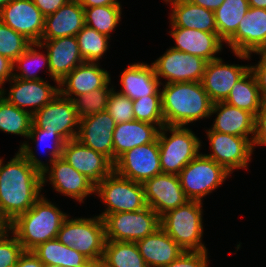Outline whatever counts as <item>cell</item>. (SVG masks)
Here are the masks:
<instances>
[{"mask_svg": "<svg viewBox=\"0 0 266 267\" xmlns=\"http://www.w3.org/2000/svg\"><path fill=\"white\" fill-rule=\"evenodd\" d=\"M0 158V215L11 223L43 195L42 173L20 152L5 164Z\"/></svg>", "mask_w": 266, "mask_h": 267, "instance_id": "cell-1", "label": "cell"}, {"mask_svg": "<svg viewBox=\"0 0 266 267\" xmlns=\"http://www.w3.org/2000/svg\"><path fill=\"white\" fill-rule=\"evenodd\" d=\"M162 113L165 125L185 126L211 117L212 101L202 82L161 84Z\"/></svg>", "mask_w": 266, "mask_h": 267, "instance_id": "cell-2", "label": "cell"}, {"mask_svg": "<svg viewBox=\"0 0 266 267\" xmlns=\"http://www.w3.org/2000/svg\"><path fill=\"white\" fill-rule=\"evenodd\" d=\"M59 205L42 195L26 212L9 223V230L16 236L25 251L57 238L60 227L69 215Z\"/></svg>", "mask_w": 266, "mask_h": 267, "instance_id": "cell-3", "label": "cell"}, {"mask_svg": "<svg viewBox=\"0 0 266 267\" xmlns=\"http://www.w3.org/2000/svg\"><path fill=\"white\" fill-rule=\"evenodd\" d=\"M57 239L64 245L76 249L98 267L106 243L104 220L98 214L89 218H71L68 215L60 227Z\"/></svg>", "mask_w": 266, "mask_h": 267, "instance_id": "cell-4", "label": "cell"}, {"mask_svg": "<svg viewBox=\"0 0 266 267\" xmlns=\"http://www.w3.org/2000/svg\"><path fill=\"white\" fill-rule=\"evenodd\" d=\"M203 202L189 200L160 216V227L185 251H205Z\"/></svg>", "mask_w": 266, "mask_h": 267, "instance_id": "cell-5", "label": "cell"}, {"mask_svg": "<svg viewBox=\"0 0 266 267\" xmlns=\"http://www.w3.org/2000/svg\"><path fill=\"white\" fill-rule=\"evenodd\" d=\"M201 141L189 126L164 125L160 128L158 142L162 173L179 175L200 153Z\"/></svg>", "mask_w": 266, "mask_h": 267, "instance_id": "cell-6", "label": "cell"}, {"mask_svg": "<svg viewBox=\"0 0 266 267\" xmlns=\"http://www.w3.org/2000/svg\"><path fill=\"white\" fill-rule=\"evenodd\" d=\"M95 195L106 205L98 215L102 219L111 213L132 212L147 207L143 184L124 178L115 171L95 185Z\"/></svg>", "mask_w": 266, "mask_h": 267, "instance_id": "cell-7", "label": "cell"}, {"mask_svg": "<svg viewBox=\"0 0 266 267\" xmlns=\"http://www.w3.org/2000/svg\"><path fill=\"white\" fill-rule=\"evenodd\" d=\"M230 175L223 166L200 152L178 176L186 197L203 202V198L222 186Z\"/></svg>", "mask_w": 266, "mask_h": 267, "instance_id": "cell-8", "label": "cell"}, {"mask_svg": "<svg viewBox=\"0 0 266 267\" xmlns=\"http://www.w3.org/2000/svg\"><path fill=\"white\" fill-rule=\"evenodd\" d=\"M106 240L136 242L160 227V216L147 206L142 210L108 214L104 219Z\"/></svg>", "mask_w": 266, "mask_h": 267, "instance_id": "cell-9", "label": "cell"}, {"mask_svg": "<svg viewBox=\"0 0 266 267\" xmlns=\"http://www.w3.org/2000/svg\"><path fill=\"white\" fill-rule=\"evenodd\" d=\"M207 129L205 133L209 140L211 153H204V155L223 166L231 174L242 168L247 170L249 162H252L251 157L254 155L253 142L250 138Z\"/></svg>", "mask_w": 266, "mask_h": 267, "instance_id": "cell-10", "label": "cell"}, {"mask_svg": "<svg viewBox=\"0 0 266 267\" xmlns=\"http://www.w3.org/2000/svg\"><path fill=\"white\" fill-rule=\"evenodd\" d=\"M79 125L80 118L72 99L59 93L50 103L32 115L31 128L56 132L67 142L77 138Z\"/></svg>", "mask_w": 266, "mask_h": 267, "instance_id": "cell-11", "label": "cell"}, {"mask_svg": "<svg viewBox=\"0 0 266 267\" xmlns=\"http://www.w3.org/2000/svg\"><path fill=\"white\" fill-rule=\"evenodd\" d=\"M207 61L201 57L177 51L169 47L152 63L156 77L164 84L180 82H201ZM167 80V81H166Z\"/></svg>", "mask_w": 266, "mask_h": 267, "instance_id": "cell-12", "label": "cell"}, {"mask_svg": "<svg viewBox=\"0 0 266 267\" xmlns=\"http://www.w3.org/2000/svg\"><path fill=\"white\" fill-rule=\"evenodd\" d=\"M114 171L124 178L142 184L161 174L158 139L126 151L114 163Z\"/></svg>", "mask_w": 266, "mask_h": 267, "instance_id": "cell-13", "label": "cell"}, {"mask_svg": "<svg viewBox=\"0 0 266 267\" xmlns=\"http://www.w3.org/2000/svg\"><path fill=\"white\" fill-rule=\"evenodd\" d=\"M43 189L48 182L53 190L84 203L87 197L95 195V184L85 175L78 172L63 158H57L42 172Z\"/></svg>", "mask_w": 266, "mask_h": 267, "instance_id": "cell-14", "label": "cell"}, {"mask_svg": "<svg viewBox=\"0 0 266 267\" xmlns=\"http://www.w3.org/2000/svg\"><path fill=\"white\" fill-rule=\"evenodd\" d=\"M8 84H10L9 90L3 86L0 89V95L31 115L59 94V85L53 86L45 79L29 81L13 77Z\"/></svg>", "mask_w": 266, "mask_h": 267, "instance_id": "cell-15", "label": "cell"}, {"mask_svg": "<svg viewBox=\"0 0 266 267\" xmlns=\"http://www.w3.org/2000/svg\"><path fill=\"white\" fill-rule=\"evenodd\" d=\"M225 44L238 59L249 61L257 49L266 46V9L249 7L236 33Z\"/></svg>", "mask_w": 266, "mask_h": 267, "instance_id": "cell-16", "label": "cell"}, {"mask_svg": "<svg viewBox=\"0 0 266 267\" xmlns=\"http://www.w3.org/2000/svg\"><path fill=\"white\" fill-rule=\"evenodd\" d=\"M0 21L24 35L32 43H39L45 16L33 0H11L0 10Z\"/></svg>", "mask_w": 266, "mask_h": 267, "instance_id": "cell-17", "label": "cell"}, {"mask_svg": "<svg viewBox=\"0 0 266 267\" xmlns=\"http://www.w3.org/2000/svg\"><path fill=\"white\" fill-rule=\"evenodd\" d=\"M62 158L95 185L114 171V163L107 156L83 145L78 139L65 143Z\"/></svg>", "mask_w": 266, "mask_h": 267, "instance_id": "cell-18", "label": "cell"}, {"mask_svg": "<svg viewBox=\"0 0 266 267\" xmlns=\"http://www.w3.org/2000/svg\"><path fill=\"white\" fill-rule=\"evenodd\" d=\"M143 187L147 206L159 216L189 201L178 175L161 173L146 180Z\"/></svg>", "mask_w": 266, "mask_h": 267, "instance_id": "cell-19", "label": "cell"}, {"mask_svg": "<svg viewBox=\"0 0 266 267\" xmlns=\"http://www.w3.org/2000/svg\"><path fill=\"white\" fill-rule=\"evenodd\" d=\"M250 69V65L228 64L219 57L207 62L202 85L212 103L224 102L232 87Z\"/></svg>", "mask_w": 266, "mask_h": 267, "instance_id": "cell-20", "label": "cell"}, {"mask_svg": "<svg viewBox=\"0 0 266 267\" xmlns=\"http://www.w3.org/2000/svg\"><path fill=\"white\" fill-rule=\"evenodd\" d=\"M116 122L107 110L80 119L76 139L107 156L114 163L113 132Z\"/></svg>", "mask_w": 266, "mask_h": 267, "instance_id": "cell-21", "label": "cell"}, {"mask_svg": "<svg viewBox=\"0 0 266 267\" xmlns=\"http://www.w3.org/2000/svg\"><path fill=\"white\" fill-rule=\"evenodd\" d=\"M170 36L175 42L172 49L201 57L207 62L219 58L225 43L218 33L203 32L183 27H171ZM216 55V56H215Z\"/></svg>", "mask_w": 266, "mask_h": 267, "instance_id": "cell-22", "label": "cell"}, {"mask_svg": "<svg viewBox=\"0 0 266 267\" xmlns=\"http://www.w3.org/2000/svg\"><path fill=\"white\" fill-rule=\"evenodd\" d=\"M39 43L48 53L51 80L56 85L78 65L84 63L76 36L41 40Z\"/></svg>", "mask_w": 266, "mask_h": 267, "instance_id": "cell-23", "label": "cell"}, {"mask_svg": "<svg viewBox=\"0 0 266 267\" xmlns=\"http://www.w3.org/2000/svg\"><path fill=\"white\" fill-rule=\"evenodd\" d=\"M109 71L99 63L84 62L59 83V93L69 99L103 88L110 80Z\"/></svg>", "mask_w": 266, "mask_h": 267, "instance_id": "cell-24", "label": "cell"}, {"mask_svg": "<svg viewBox=\"0 0 266 267\" xmlns=\"http://www.w3.org/2000/svg\"><path fill=\"white\" fill-rule=\"evenodd\" d=\"M120 74L121 88L118 92L132 101L149 95H161L162 82L156 77L152 63H130Z\"/></svg>", "mask_w": 266, "mask_h": 267, "instance_id": "cell-25", "label": "cell"}, {"mask_svg": "<svg viewBox=\"0 0 266 267\" xmlns=\"http://www.w3.org/2000/svg\"><path fill=\"white\" fill-rule=\"evenodd\" d=\"M215 115L212 131L249 138L253 142L255 133V116L243 109L226 102L212 104L211 116ZM251 135V136H249Z\"/></svg>", "mask_w": 266, "mask_h": 267, "instance_id": "cell-26", "label": "cell"}, {"mask_svg": "<svg viewBox=\"0 0 266 267\" xmlns=\"http://www.w3.org/2000/svg\"><path fill=\"white\" fill-rule=\"evenodd\" d=\"M84 26V8L78 0H69L56 12L45 17L41 40L76 36Z\"/></svg>", "mask_w": 266, "mask_h": 267, "instance_id": "cell-27", "label": "cell"}, {"mask_svg": "<svg viewBox=\"0 0 266 267\" xmlns=\"http://www.w3.org/2000/svg\"><path fill=\"white\" fill-rule=\"evenodd\" d=\"M135 243L148 267L168 265L185 251L161 227Z\"/></svg>", "mask_w": 266, "mask_h": 267, "instance_id": "cell-28", "label": "cell"}, {"mask_svg": "<svg viewBox=\"0 0 266 267\" xmlns=\"http://www.w3.org/2000/svg\"><path fill=\"white\" fill-rule=\"evenodd\" d=\"M159 131L157 125L138 120L116 124L113 132L114 163L126 151L156 141Z\"/></svg>", "mask_w": 266, "mask_h": 267, "instance_id": "cell-29", "label": "cell"}, {"mask_svg": "<svg viewBox=\"0 0 266 267\" xmlns=\"http://www.w3.org/2000/svg\"><path fill=\"white\" fill-rule=\"evenodd\" d=\"M27 139L28 141L32 140V143L34 142V145H36L37 147L36 150H40V147L41 149L42 147H44V150L46 151V148H48L47 150L49 152V159L45 160L44 162L37 157V151L35 150V147H32L28 141H23L22 143H20L21 145H19L20 152L25 156L28 162L41 173L47 167H49L55 161V159L62 158V150L66 141L56 132H51L40 128H31ZM46 143L48 144L46 145ZM33 149L35 150V152L33 151Z\"/></svg>", "mask_w": 266, "mask_h": 267, "instance_id": "cell-30", "label": "cell"}, {"mask_svg": "<svg viewBox=\"0 0 266 267\" xmlns=\"http://www.w3.org/2000/svg\"><path fill=\"white\" fill-rule=\"evenodd\" d=\"M169 4V26L217 33L214 11L194 5L188 0H178Z\"/></svg>", "mask_w": 266, "mask_h": 267, "instance_id": "cell-31", "label": "cell"}, {"mask_svg": "<svg viewBox=\"0 0 266 267\" xmlns=\"http://www.w3.org/2000/svg\"><path fill=\"white\" fill-rule=\"evenodd\" d=\"M44 265L61 267H95L76 249L61 243L57 238L48 240L32 250Z\"/></svg>", "mask_w": 266, "mask_h": 267, "instance_id": "cell-32", "label": "cell"}, {"mask_svg": "<svg viewBox=\"0 0 266 267\" xmlns=\"http://www.w3.org/2000/svg\"><path fill=\"white\" fill-rule=\"evenodd\" d=\"M98 267H148L135 242L106 240Z\"/></svg>", "mask_w": 266, "mask_h": 267, "instance_id": "cell-33", "label": "cell"}, {"mask_svg": "<svg viewBox=\"0 0 266 267\" xmlns=\"http://www.w3.org/2000/svg\"><path fill=\"white\" fill-rule=\"evenodd\" d=\"M262 101L256 78L249 69L239 81L235 83L224 102L246 110L256 116Z\"/></svg>", "mask_w": 266, "mask_h": 267, "instance_id": "cell-34", "label": "cell"}, {"mask_svg": "<svg viewBox=\"0 0 266 267\" xmlns=\"http://www.w3.org/2000/svg\"><path fill=\"white\" fill-rule=\"evenodd\" d=\"M248 9V0H224L214 11L217 33L225 43L236 33Z\"/></svg>", "mask_w": 266, "mask_h": 267, "instance_id": "cell-35", "label": "cell"}, {"mask_svg": "<svg viewBox=\"0 0 266 267\" xmlns=\"http://www.w3.org/2000/svg\"><path fill=\"white\" fill-rule=\"evenodd\" d=\"M42 49L43 47L40 43H32L27 50L14 61L13 71L15 72H13V77L29 81L43 80L44 78L37 75V69L39 72V70H42L41 67L43 68L46 66L45 68L47 71H45V73H48L51 78L48 53L44 51L46 53L43 54ZM40 50H42V52Z\"/></svg>", "mask_w": 266, "mask_h": 267, "instance_id": "cell-36", "label": "cell"}, {"mask_svg": "<svg viewBox=\"0 0 266 267\" xmlns=\"http://www.w3.org/2000/svg\"><path fill=\"white\" fill-rule=\"evenodd\" d=\"M32 115L9 103L0 95V131L28 138Z\"/></svg>", "mask_w": 266, "mask_h": 267, "instance_id": "cell-37", "label": "cell"}, {"mask_svg": "<svg viewBox=\"0 0 266 267\" xmlns=\"http://www.w3.org/2000/svg\"><path fill=\"white\" fill-rule=\"evenodd\" d=\"M122 15V5L84 8L85 25L108 37L116 30Z\"/></svg>", "mask_w": 266, "mask_h": 267, "instance_id": "cell-38", "label": "cell"}, {"mask_svg": "<svg viewBox=\"0 0 266 267\" xmlns=\"http://www.w3.org/2000/svg\"><path fill=\"white\" fill-rule=\"evenodd\" d=\"M84 62L99 63L110 48V37L84 26L76 35Z\"/></svg>", "mask_w": 266, "mask_h": 267, "instance_id": "cell-39", "label": "cell"}, {"mask_svg": "<svg viewBox=\"0 0 266 267\" xmlns=\"http://www.w3.org/2000/svg\"><path fill=\"white\" fill-rule=\"evenodd\" d=\"M111 85V86H109ZM115 86L111 80L103 87L72 99L78 117L83 119L107 109L108 99Z\"/></svg>", "mask_w": 266, "mask_h": 267, "instance_id": "cell-40", "label": "cell"}, {"mask_svg": "<svg viewBox=\"0 0 266 267\" xmlns=\"http://www.w3.org/2000/svg\"><path fill=\"white\" fill-rule=\"evenodd\" d=\"M132 102L135 120L152 123L159 128L165 125L162 113L161 95H149Z\"/></svg>", "mask_w": 266, "mask_h": 267, "instance_id": "cell-41", "label": "cell"}, {"mask_svg": "<svg viewBox=\"0 0 266 267\" xmlns=\"http://www.w3.org/2000/svg\"><path fill=\"white\" fill-rule=\"evenodd\" d=\"M32 44L24 35L0 21V54L14 62Z\"/></svg>", "mask_w": 266, "mask_h": 267, "instance_id": "cell-42", "label": "cell"}, {"mask_svg": "<svg viewBox=\"0 0 266 267\" xmlns=\"http://www.w3.org/2000/svg\"><path fill=\"white\" fill-rule=\"evenodd\" d=\"M106 110L113 117L116 124L135 120L132 100L114 89L108 99Z\"/></svg>", "mask_w": 266, "mask_h": 267, "instance_id": "cell-43", "label": "cell"}, {"mask_svg": "<svg viewBox=\"0 0 266 267\" xmlns=\"http://www.w3.org/2000/svg\"><path fill=\"white\" fill-rule=\"evenodd\" d=\"M24 251L16 236L8 230L0 237V267H14Z\"/></svg>", "mask_w": 266, "mask_h": 267, "instance_id": "cell-44", "label": "cell"}, {"mask_svg": "<svg viewBox=\"0 0 266 267\" xmlns=\"http://www.w3.org/2000/svg\"><path fill=\"white\" fill-rule=\"evenodd\" d=\"M208 250L184 251L175 261L163 267H208Z\"/></svg>", "mask_w": 266, "mask_h": 267, "instance_id": "cell-45", "label": "cell"}, {"mask_svg": "<svg viewBox=\"0 0 266 267\" xmlns=\"http://www.w3.org/2000/svg\"><path fill=\"white\" fill-rule=\"evenodd\" d=\"M266 146V100H263L261 107L255 116V133L253 138V150L257 146Z\"/></svg>", "mask_w": 266, "mask_h": 267, "instance_id": "cell-46", "label": "cell"}, {"mask_svg": "<svg viewBox=\"0 0 266 267\" xmlns=\"http://www.w3.org/2000/svg\"><path fill=\"white\" fill-rule=\"evenodd\" d=\"M68 1L69 0H33L36 7L45 17L56 12Z\"/></svg>", "mask_w": 266, "mask_h": 267, "instance_id": "cell-47", "label": "cell"}, {"mask_svg": "<svg viewBox=\"0 0 266 267\" xmlns=\"http://www.w3.org/2000/svg\"><path fill=\"white\" fill-rule=\"evenodd\" d=\"M14 62L0 54V89L13 78Z\"/></svg>", "mask_w": 266, "mask_h": 267, "instance_id": "cell-48", "label": "cell"}, {"mask_svg": "<svg viewBox=\"0 0 266 267\" xmlns=\"http://www.w3.org/2000/svg\"><path fill=\"white\" fill-rule=\"evenodd\" d=\"M14 267H44V264L32 251H24Z\"/></svg>", "mask_w": 266, "mask_h": 267, "instance_id": "cell-49", "label": "cell"}, {"mask_svg": "<svg viewBox=\"0 0 266 267\" xmlns=\"http://www.w3.org/2000/svg\"><path fill=\"white\" fill-rule=\"evenodd\" d=\"M251 71L256 78L262 100H266V70H251Z\"/></svg>", "mask_w": 266, "mask_h": 267, "instance_id": "cell-50", "label": "cell"}, {"mask_svg": "<svg viewBox=\"0 0 266 267\" xmlns=\"http://www.w3.org/2000/svg\"><path fill=\"white\" fill-rule=\"evenodd\" d=\"M78 2L83 8H92L105 5H121V2L118 0H78Z\"/></svg>", "mask_w": 266, "mask_h": 267, "instance_id": "cell-51", "label": "cell"}, {"mask_svg": "<svg viewBox=\"0 0 266 267\" xmlns=\"http://www.w3.org/2000/svg\"><path fill=\"white\" fill-rule=\"evenodd\" d=\"M188 1L194 5L201 6L212 11L218 9L224 2V0H188Z\"/></svg>", "mask_w": 266, "mask_h": 267, "instance_id": "cell-52", "label": "cell"}, {"mask_svg": "<svg viewBox=\"0 0 266 267\" xmlns=\"http://www.w3.org/2000/svg\"><path fill=\"white\" fill-rule=\"evenodd\" d=\"M254 55H259V61L255 65L250 64V70H266V46L257 49Z\"/></svg>", "mask_w": 266, "mask_h": 267, "instance_id": "cell-53", "label": "cell"}, {"mask_svg": "<svg viewBox=\"0 0 266 267\" xmlns=\"http://www.w3.org/2000/svg\"><path fill=\"white\" fill-rule=\"evenodd\" d=\"M249 7L266 9V0H248Z\"/></svg>", "mask_w": 266, "mask_h": 267, "instance_id": "cell-54", "label": "cell"}, {"mask_svg": "<svg viewBox=\"0 0 266 267\" xmlns=\"http://www.w3.org/2000/svg\"><path fill=\"white\" fill-rule=\"evenodd\" d=\"M9 230V223L0 215V237Z\"/></svg>", "mask_w": 266, "mask_h": 267, "instance_id": "cell-55", "label": "cell"}, {"mask_svg": "<svg viewBox=\"0 0 266 267\" xmlns=\"http://www.w3.org/2000/svg\"><path fill=\"white\" fill-rule=\"evenodd\" d=\"M11 0H0V10Z\"/></svg>", "mask_w": 266, "mask_h": 267, "instance_id": "cell-56", "label": "cell"}, {"mask_svg": "<svg viewBox=\"0 0 266 267\" xmlns=\"http://www.w3.org/2000/svg\"><path fill=\"white\" fill-rule=\"evenodd\" d=\"M174 1H178V0H164V2H165L166 4H169V3L174 2Z\"/></svg>", "mask_w": 266, "mask_h": 267, "instance_id": "cell-57", "label": "cell"}, {"mask_svg": "<svg viewBox=\"0 0 266 267\" xmlns=\"http://www.w3.org/2000/svg\"><path fill=\"white\" fill-rule=\"evenodd\" d=\"M44 267H61V266H55V265H44Z\"/></svg>", "mask_w": 266, "mask_h": 267, "instance_id": "cell-58", "label": "cell"}]
</instances>
